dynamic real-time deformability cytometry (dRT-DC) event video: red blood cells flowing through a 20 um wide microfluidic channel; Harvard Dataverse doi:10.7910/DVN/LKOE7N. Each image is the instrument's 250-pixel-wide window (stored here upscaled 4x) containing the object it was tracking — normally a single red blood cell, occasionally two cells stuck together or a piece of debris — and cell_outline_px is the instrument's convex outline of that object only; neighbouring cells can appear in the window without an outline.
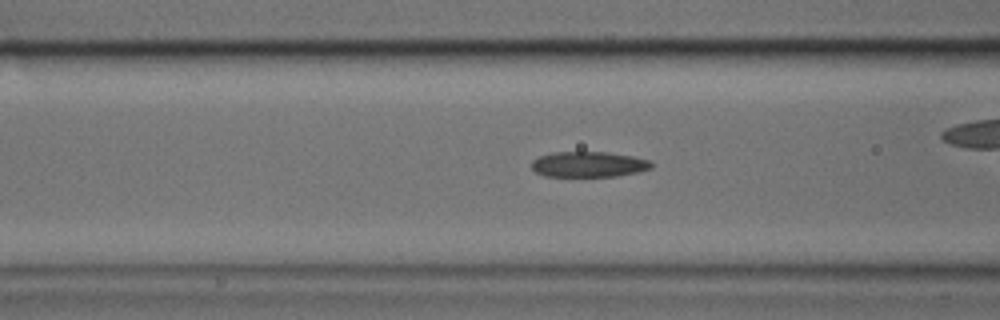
{"species": "common noctule bat (a hibernating species)", "species_latin": "Nyctalus noctula", "temperature_condition": "cold", "stored_images_in_passage": 35, "camera_frame_rate_fps": 3000, "um_per_image_px": 0.085, "animal": {"sex": "male", "body_mass_g": 17.9, "forearm_length_mm": 54.2}, "frame": {"image": 1, "passage_image": 15, "time_ms": 4.667, "image_size_px": [1000, 320], "cell_outline_px": [[652, 168], [640, 172], [616, 176], [544, 176], [536, 172], [532, 168], [532, 160], [540, 156], [552, 152], [608, 152], [632, 156], [652, 160]], "centroid_in_image_um": [50.07, 13.96], "position_along_channel_um": 116.5, "area_um2": 17.92}}